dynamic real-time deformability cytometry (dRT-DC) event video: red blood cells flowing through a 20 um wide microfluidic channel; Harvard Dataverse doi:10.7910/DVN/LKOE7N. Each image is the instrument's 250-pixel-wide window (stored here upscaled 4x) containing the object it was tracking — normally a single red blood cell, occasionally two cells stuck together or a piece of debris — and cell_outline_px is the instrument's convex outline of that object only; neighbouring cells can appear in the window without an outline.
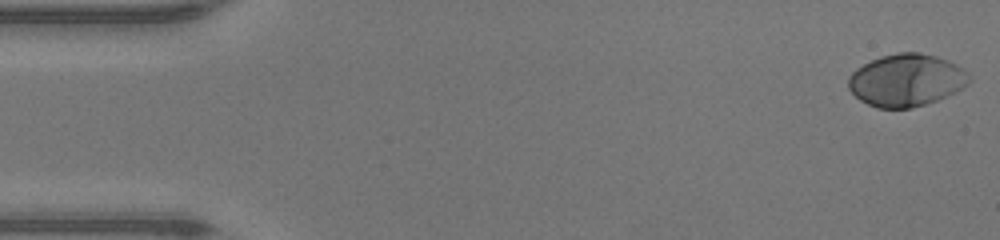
{"species": "human", "species_latin": "Homo sapiens", "temperature_condition": "warm", "stored_images_in_passage": 44, "camera_frame_rate_fps": 3000, "um_per_image_px": 0.085, "donor": {"sex": "male"}, "frame": {"image": 1, "passage_image": 1, "time_ms": 0.0, "image_size_px": [1000, 240], "cell_outline_px": [[972, 80], [964, 88], [956, 92], [936, 100], [912, 108], [880, 108], [868, 104], [860, 100], [848, 88], [848, 76], [856, 68], [880, 56], [900, 52], [920, 52], [936, 56], [948, 60], [956, 64], [968, 72], [972, 76]], "centroid_in_image_um": [77.07, 6.81], "position_along_channel_um": 7.9, "area_um2": 37.05}}
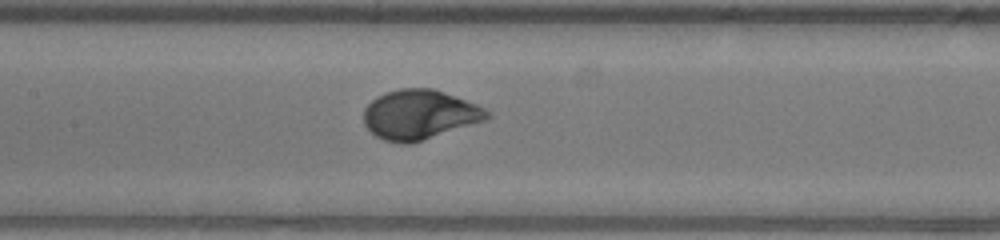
{"frame": {"image": 2, "passage_image": 22, "time_ms": 7.0, "image_size_px": [1000, 240], "cell_outline_px": [[492, 116], [484, 120], [412, 144], [404, 144], [384, 140], [376, 136], [364, 124], [364, 108], [376, 96], [400, 88], [432, 88], [444, 92], [476, 104], [492, 112]], "centroid_in_image_um": [35.65, 9.74], "position_along_channel_um": 171.7, "area_um2": 35.49}}
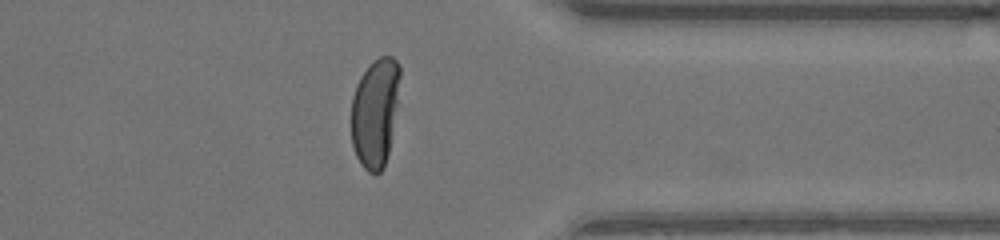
{"frame": {"image": 3, "passage_image": 37, "time_ms": 12.0, "image_size_px": [1000, 240], "cell_outline_px": [[400, 76], [396, 104], [388, 152], [384, 168], [376, 176], [368, 172], [360, 164], [356, 156], [352, 144], [352, 96], [356, 84], [360, 76], [368, 64], [372, 60], [380, 56], [392, 56], [400, 64]], "centroid_in_image_um": [31.86, 9.54], "position_along_channel_um": 379.5, "area_um2": 30.87}, "authors_computed_cell_mechanics": {"area_um2": 35.2002, "velocity_mm_per_s": 4.3492, "shape_relaxation_time_tau1_ms": 2.4731, "shape_relaxation_time_tau2_ms": null, "deformation_change_tau1": 0.1953, "deformation_change_tau2": null}}